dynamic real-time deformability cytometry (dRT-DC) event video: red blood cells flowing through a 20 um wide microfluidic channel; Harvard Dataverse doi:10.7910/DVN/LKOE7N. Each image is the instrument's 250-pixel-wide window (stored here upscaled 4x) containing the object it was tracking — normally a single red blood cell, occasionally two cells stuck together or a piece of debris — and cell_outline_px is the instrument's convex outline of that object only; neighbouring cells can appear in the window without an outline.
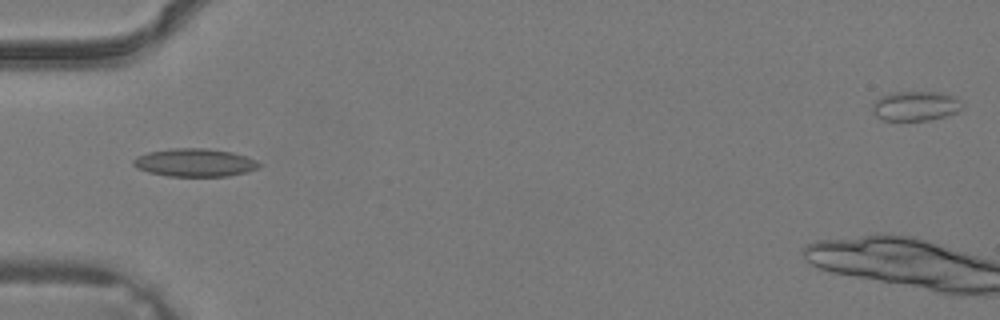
{"species": "common noctule bat (a hibernating species)", "species_latin": "Nyctalus noctula", "temperature_condition": "warm", "stored_images_in_passage": 23, "camera_frame_rate_fps": 3000, "um_per_image_px": 0.085, "animal": {"sex": "male", "body_mass_g": 19.2, "forearm_length_mm": 51.8}, "frame": {"image": 1, "passage_image": 3, "time_ms": 0.667, "image_size_px": [1000, 320], "cell_outline_px": [[264, 164], [260, 168], [248, 172], [228, 176], [168, 176], [148, 172], [136, 168], [132, 164], [132, 160], [136, 156], [148, 152], [172, 148], [208, 148], [232, 152], [248, 156]], "centroid_in_image_um": [16.59, 13.82], "position_along_channel_um": 68.4, "area_um2": 20.92}}
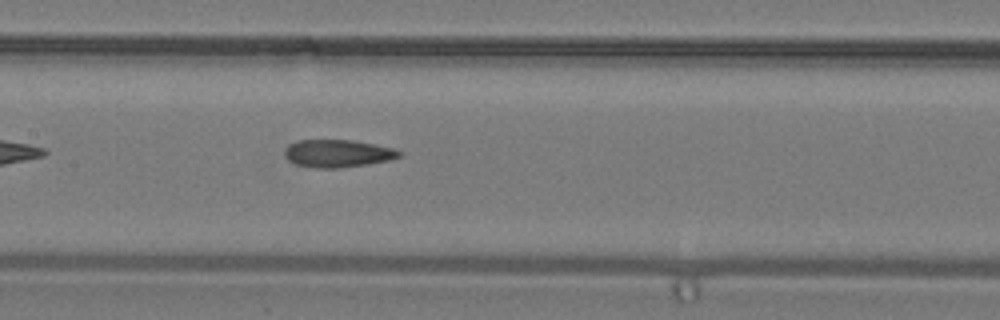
{"frame": {"image": 2, "passage_image": 9, "time_ms": 2.667, "image_size_px": [1000, 320], "cell_outline_px": [[404, 152], [400, 156], [388, 160], [368, 164], [340, 168], [316, 168], [296, 164], [288, 160], [284, 156], [284, 152], [288, 144], [300, 140], [352, 140], [392, 148]], "centroid_in_image_um": [28.68, 13.04], "position_along_channel_um": 178.7, "area_um2": 18.38}}
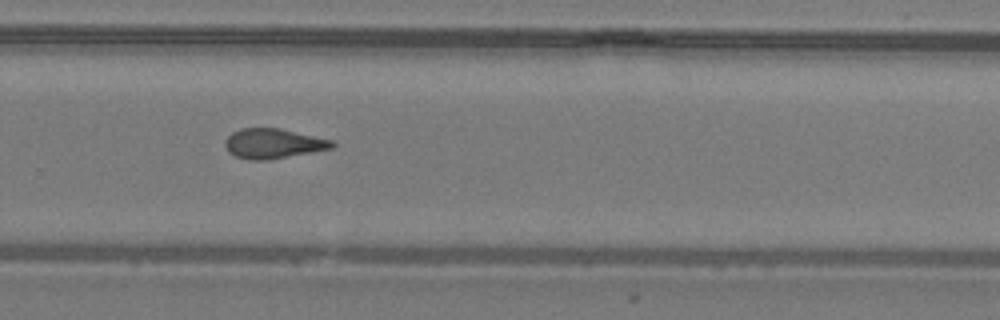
{"frame": {"image": 3, "passage_image": 16, "time_ms": 5.0, "image_size_px": [1000, 320], "cell_outline_px": [[336, 144], [332, 148], [268, 160], [248, 160], [236, 156], [228, 152], [224, 144], [224, 140], [232, 132], [240, 128], [280, 128], [332, 140]], "centroid_in_image_um": [23.18, 12.2], "position_along_channel_um": 306.6, "area_um2": 18.61}}